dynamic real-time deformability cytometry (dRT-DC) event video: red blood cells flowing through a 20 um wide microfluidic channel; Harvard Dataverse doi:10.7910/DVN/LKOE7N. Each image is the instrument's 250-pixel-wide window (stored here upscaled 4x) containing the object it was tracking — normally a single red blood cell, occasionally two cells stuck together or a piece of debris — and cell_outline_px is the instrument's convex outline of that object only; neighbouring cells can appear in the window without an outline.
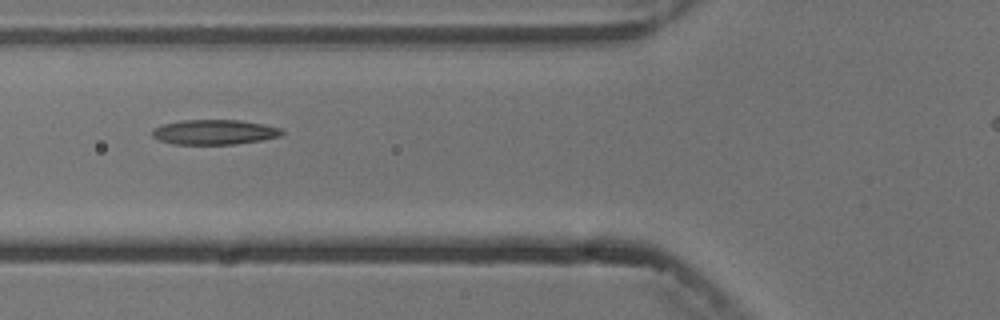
{"species": "common noctule bat (a hibernating species)", "species_latin": "Nyctalus noctula", "temperature_condition": "cold", "stored_images_in_passage": 7, "camera_frame_rate_fps": 3000, "um_per_image_px": 0.085, "animal": {"sex": "male", "body_mass_g": 13.3}, "frame": {"image": 1, "passage_image": 2, "time_ms": 1.333, "image_size_px": [1000, 320], "cell_outline_px": [[284, 132], [280, 136], [260, 140], [236, 144], [172, 144], [160, 140], [152, 136], [152, 128], [164, 124], [180, 120], [240, 120], [264, 124], [280, 128]], "centroid_in_image_um": [18.2, 11.22], "position_along_channel_um": 107.6, "area_um2": 18.79}}
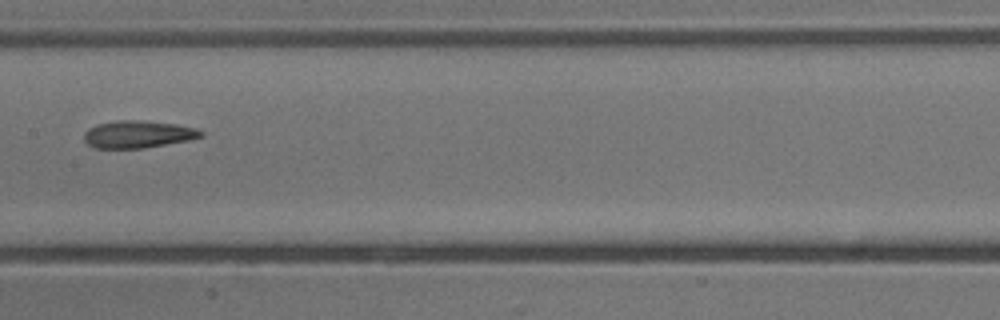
{"frame": {"image": 2, "passage_image": 4, "time_ms": 3.667, "image_size_px": [1000, 320], "cell_outline_px": [[204, 136], [188, 140], [144, 148], [96, 148], [88, 144], [84, 140], [84, 132], [88, 128], [100, 124], [116, 120], [144, 120], [176, 124], [196, 128], [204, 132]], "centroid_in_image_um": [11.74, 11.41], "position_along_channel_um": 195.7, "area_um2": 18.61}}
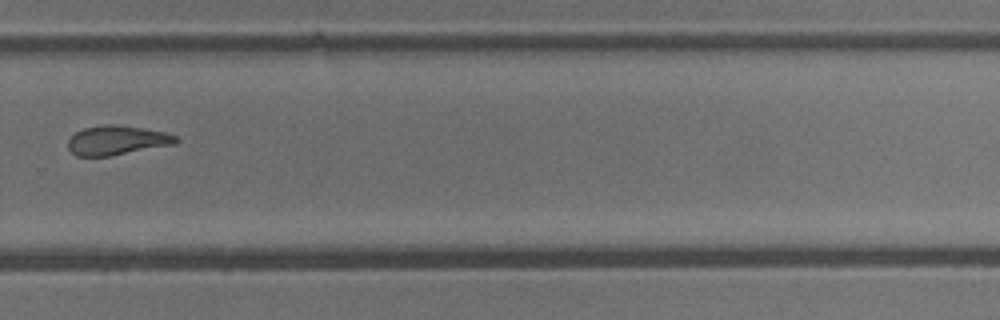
{"frame": {"image": 3, "passage_image": 7, "time_ms": 7.0, "image_size_px": [1000, 320], "cell_outline_px": [[180, 140], [176, 144], [108, 156], [76, 156], [68, 148], [68, 140], [76, 132], [84, 128], [104, 124], [116, 124], [144, 128], [164, 132], [176, 136]], "centroid_in_image_um": [9.95, 11.92], "position_along_channel_um": 319.9, "area_um2": 18.44}}